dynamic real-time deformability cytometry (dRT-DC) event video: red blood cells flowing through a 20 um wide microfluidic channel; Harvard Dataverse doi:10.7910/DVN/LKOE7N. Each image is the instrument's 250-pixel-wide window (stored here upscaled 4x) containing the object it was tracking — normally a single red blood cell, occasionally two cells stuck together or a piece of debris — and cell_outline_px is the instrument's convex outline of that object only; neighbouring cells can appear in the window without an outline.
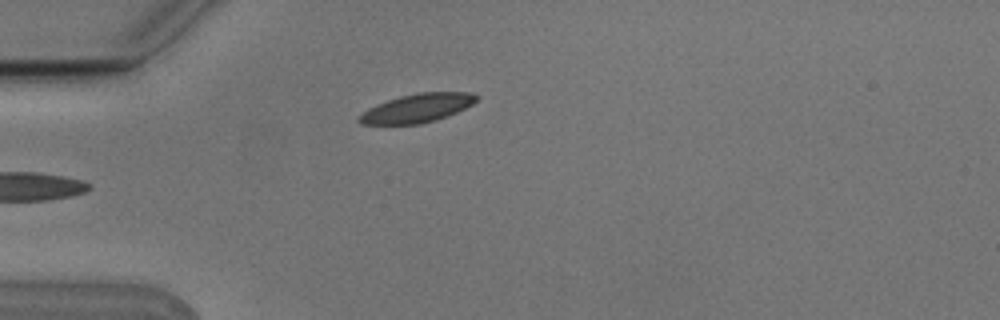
{"species": "Egyptian fruit bat (a non-hibernating species)", "species_latin": "Rousettus aegyptiacus", "temperature_condition": "cold", "stored_images_in_passage": 5, "camera_frame_rate_fps": 3000, "um_per_image_px": 0.085, "animal": {"sex": "male"}, "frame": {"image": 1, "passage_image": 5, "time_ms": 1.333, "image_size_px": [1000, 320], "cell_outline_px": [[480, 96], [472, 104], [456, 112], [420, 124], [360, 124], [356, 120], [356, 116], [368, 108], [376, 104], [400, 96], [416, 92], [472, 92]], "centroid_in_image_um": [35.41, 9.18], "position_along_channel_um": 49.6, "area_um2": 19.54}}